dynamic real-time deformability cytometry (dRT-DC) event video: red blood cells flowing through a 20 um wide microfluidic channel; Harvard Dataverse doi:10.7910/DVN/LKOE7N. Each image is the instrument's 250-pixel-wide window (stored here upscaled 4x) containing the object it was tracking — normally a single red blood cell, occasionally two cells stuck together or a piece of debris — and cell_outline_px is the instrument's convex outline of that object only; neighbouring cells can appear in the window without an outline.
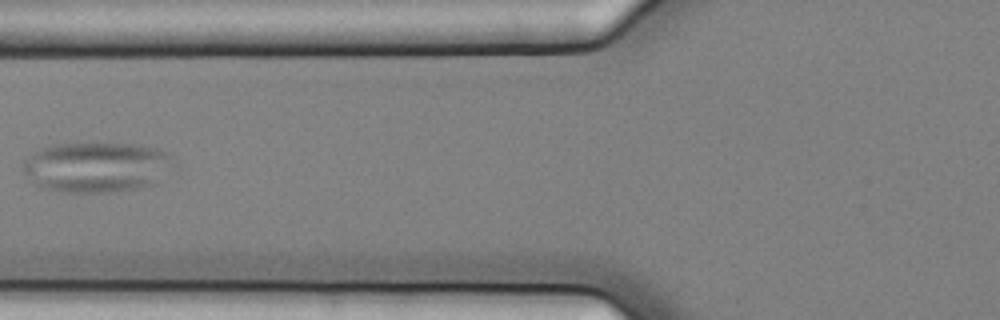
{"species": "common noctule bat (a hibernating species)", "species_latin": "Nyctalus noctula", "temperature_condition": "cold", "stored_images_in_passage": 7, "camera_frame_rate_fps": 3000, "um_per_image_px": 0.085, "animal": {"sex": "female", "body_mass_g": 25.1}, "frame": {"image": 1, "passage_image": 7, "time_ms": 2.0, "image_size_px": [1000, 320], "cell_outline_px": [[180, 164], [156, 184], [136, 188], [108, 192], [64, 192], [40, 188], [20, 168], [24, 160], [28, 156], [44, 148], [56, 144], [140, 144], [156, 148], [168, 152]], "centroid_in_image_um": [8.32, 14.21], "position_along_channel_um": 117.5, "area_um2": 44.68}}